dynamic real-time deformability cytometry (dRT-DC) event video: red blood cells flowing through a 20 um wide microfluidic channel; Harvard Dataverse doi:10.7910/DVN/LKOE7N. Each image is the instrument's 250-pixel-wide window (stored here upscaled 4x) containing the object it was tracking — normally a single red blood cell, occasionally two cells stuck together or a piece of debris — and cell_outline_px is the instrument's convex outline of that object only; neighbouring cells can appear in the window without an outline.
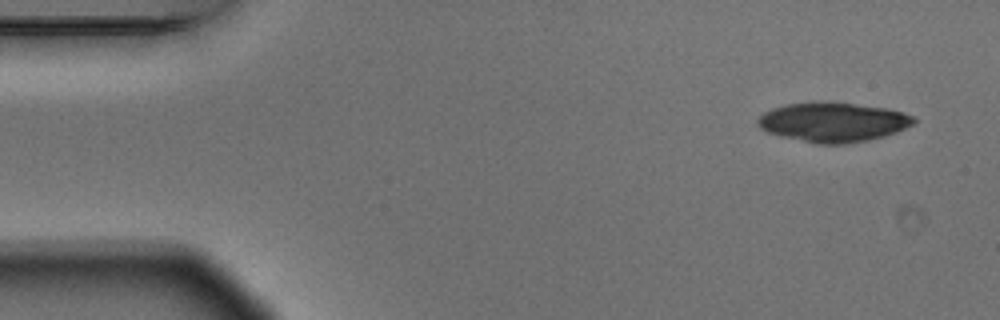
{"species": "Egyptian fruit bat (a non-hibernating species)", "species_latin": "Rousettus aegyptiacus", "temperature_condition": "warm", "stored_images_in_passage": 5, "camera_frame_rate_fps": 3000, "um_per_image_px": 0.085, "animal": {"sex": "male"}, "frame": {"image": 1, "passage_image": 1, "time_ms": 0.0, "image_size_px": [1000, 320], "cell_outline_px": [[916, 120], [912, 124], [896, 132], [884, 136], [868, 140], [844, 144], [820, 144], [784, 136], [768, 132], [760, 128], [756, 124], [756, 120], [764, 112], [772, 108], [784, 104], [820, 100], [828, 100], [888, 108], [912, 116]], "centroid_in_image_um": [70.78, 10.35], "position_along_channel_um": 14.2, "area_um2": 36.07}}